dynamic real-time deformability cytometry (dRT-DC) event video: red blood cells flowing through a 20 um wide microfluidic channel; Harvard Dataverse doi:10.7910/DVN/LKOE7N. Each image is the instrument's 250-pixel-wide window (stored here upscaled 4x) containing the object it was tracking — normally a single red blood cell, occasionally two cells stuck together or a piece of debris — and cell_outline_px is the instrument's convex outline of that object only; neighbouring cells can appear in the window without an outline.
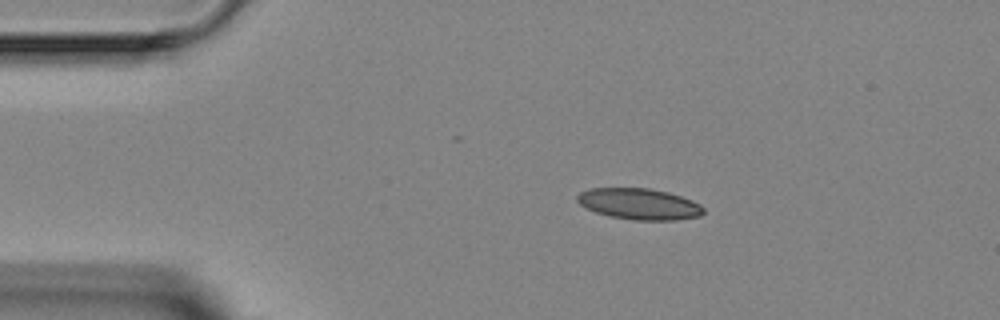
{"species": "Egyptian fruit bat (a non-hibernating species)", "species_latin": "Rousettus aegyptiacus", "temperature_condition": "room temperature", "stored_images_in_passage": 5, "camera_frame_rate_fps": 3000, "um_per_image_px": 0.085, "animal": {"sex": "female"}, "frame": {"image": 1, "passage_image": 2, "time_ms": 1.333, "image_size_px": [1000, 320], "cell_outline_px": [[704, 212], [700, 216], [676, 220], [632, 220], [608, 216], [596, 212], [580, 204], [576, 200], [576, 196], [580, 192], [592, 188], [648, 188], [668, 192], [692, 200], [700, 204], [704, 208]], "centroid_in_image_um": [54.34, 17.34], "position_along_channel_um": 30.7, "area_um2": 22.95}}
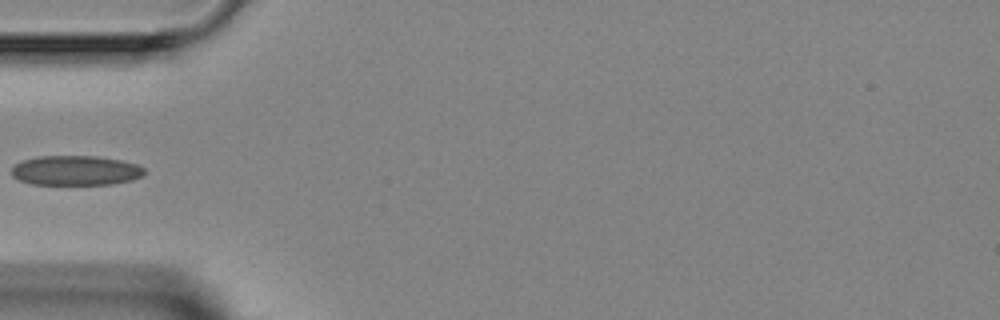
{"frame": {"image": 2, "passage_image": 4, "time_ms": 3.667, "image_size_px": [1000, 320], "cell_outline_px": [[144, 172], [140, 176], [132, 180], [112, 184], [32, 184], [20, 180], [12, 176], [12, 168], [20, 160], [36, 156], [96, 156], [120, 160], [136, 164], [144, 168]], "centroid_in_image_um": [6.4, 14.48], "position_along_channel_um": 78.6, "area_um2": 22.95}}
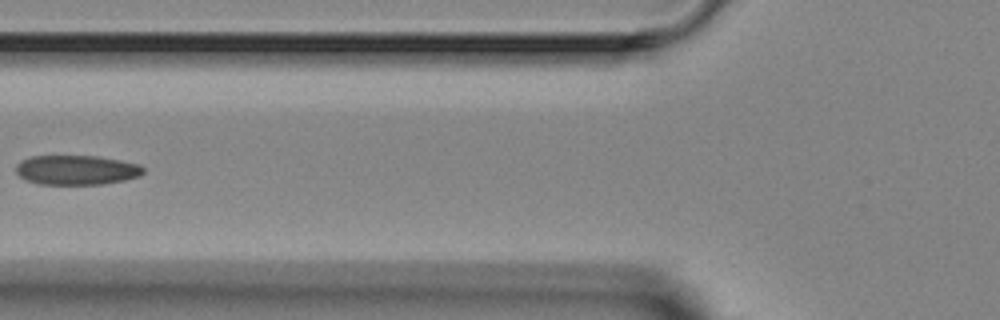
{"frame": {"image": 3, "passage_image": 5, "time_ms": 4.667, "image_size_px": [1000, 320], "cell_outline_px": [[144, 172], [140, 176], [124, 180], [100, 184], [40, 184], [28, 180], [20, 176], [16, 172], [16, 164], [32, 156], [96, 156], [120, 160], [140, 164], [144, 168]], "centroid_in_image_um": [6.54, 14.44], "position_along_channel_um": 119.3, "area_um2": 21.79}}